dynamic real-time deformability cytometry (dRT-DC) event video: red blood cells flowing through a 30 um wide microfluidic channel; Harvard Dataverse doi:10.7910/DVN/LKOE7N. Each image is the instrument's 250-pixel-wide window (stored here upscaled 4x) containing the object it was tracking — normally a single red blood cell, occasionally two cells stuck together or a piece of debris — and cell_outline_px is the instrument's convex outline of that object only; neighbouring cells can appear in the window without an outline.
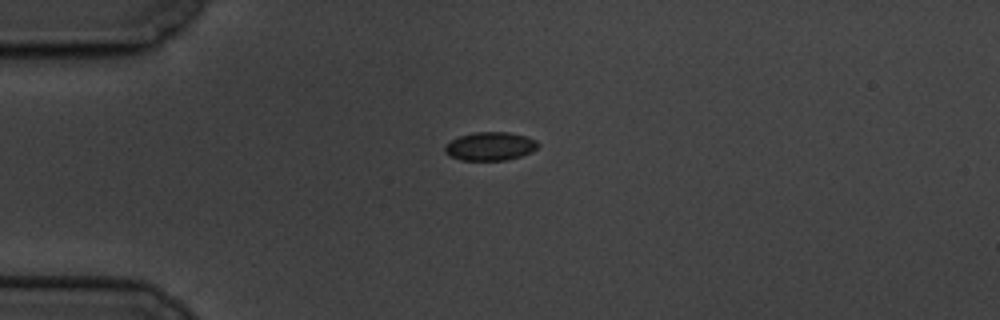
{"species": "common noctule bat (a hibernating species)", "species_latin": "Nyctalus noctula", "temperature_condition": "cold", "stored_images_in_passage": 2, "camera_frame_rate_fps": 3000, "um_per_image_px": 0.085, "animal": {"sex": "male", "body_mass_g": 19.5, "forearm_length_mm": 54.6}, "frame": {"image": 1, "passage_image": 1, "time_ms": 0.0, "image_size_px": [1000, 320], "cell_outline_px": [[540, 144], [532, 152], [508, 160], [460, 160], [448, 156], [444, 152], [444, 148], [452, 140], [460, 136], [476, 132], [508, 132], [528, 136], [536, 140]], "centroid_in_image_um": [41.69, 12.44], "position_along_channel_um": 43.3, "area_um2": 15.49}}